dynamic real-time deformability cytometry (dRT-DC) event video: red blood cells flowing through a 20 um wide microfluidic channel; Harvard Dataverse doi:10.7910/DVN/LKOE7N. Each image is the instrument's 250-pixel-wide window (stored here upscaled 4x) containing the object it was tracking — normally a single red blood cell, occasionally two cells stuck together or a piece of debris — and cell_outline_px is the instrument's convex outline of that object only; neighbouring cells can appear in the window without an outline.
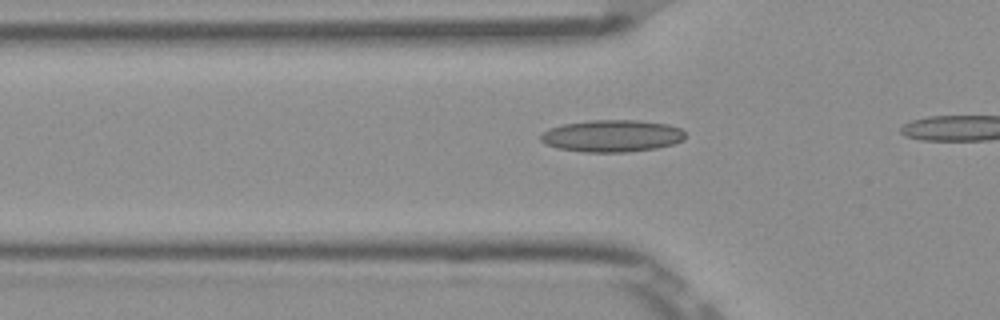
{"species": "Egyptian fruit bat (a non-hibernating species)", "species_latin": "Rousettus aegyptiacus", "temperature_condition": "room temperature", "stored_images_in_passage": 12, "camera_frame_rate_fps": 3000, "um_per_image_px": 0.085, "frame": {"image": 1, "passage_image": 6, "time_ms": 1.667, "image_size_px": [1000, 320], "cell_outline_px": [[684, 140], [672, 144], [656, 148], [628, 152], [584, 152], [556, 148], [544, 144], [540, 140], [540, 136], [548, 128], [564, 124], [588, 120], [636, 120], [668, 124], [680, 128], [684, 132]], "centroid_in_image_um": [51.99, 11.55], "position_along_channel_um": 73.8, "area_um2": 27.11}}
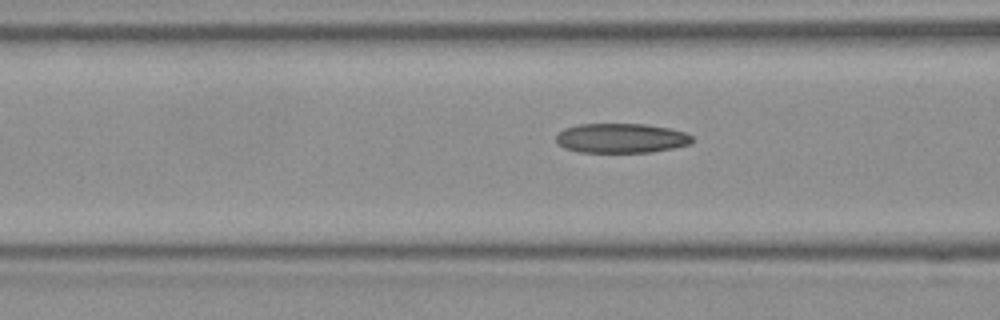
{"frame": {"image": 2, "passage_image": 9, "time_ms": 2.667, "image_size_px": [1000, 320], "cell_outline_px": [[692, 140], [688, 144], [672, 148], [652, 152], [580, 152], [564, 148], [556, 140], [556, 136], [564, 128], [580, 124], [644, 124], [668, 128], [684, 132], [692, 136]], "centroid_in_image_um": [52.78, 11.74], "position_along_channel_um": 113.8, "area_um2": 23.24}}